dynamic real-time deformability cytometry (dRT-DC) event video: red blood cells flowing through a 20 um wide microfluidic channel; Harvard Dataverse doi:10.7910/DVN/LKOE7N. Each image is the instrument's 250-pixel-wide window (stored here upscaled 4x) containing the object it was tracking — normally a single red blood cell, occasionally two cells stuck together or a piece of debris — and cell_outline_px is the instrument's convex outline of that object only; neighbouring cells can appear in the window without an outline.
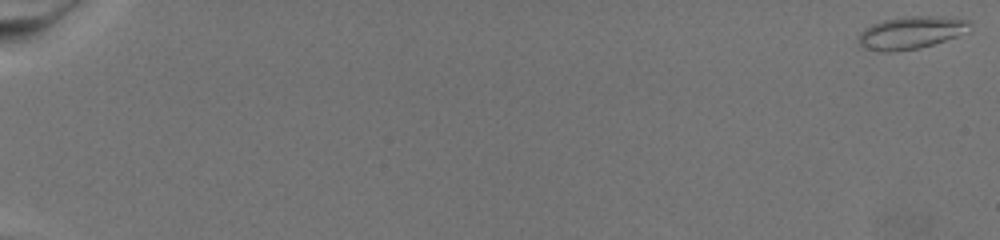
{"species": "common noctule bat (a hibernating species)", "species_latin": "Nyctalus noctula", "temperature_condition": "warm", "stored_images_in_passage": 74, "camera_frame_rate_fps": 3000, "um_per_image_px": 0.085, "animal": {"sex": "female", "body_mass_g": 19.5, "forearm_length_mm": 54.1}, "frame": {"image": 1, "passage_image": 1, "time_ms": 0.0, "image_size_px": [1000, 240], "cell_outline_px": [[972, 24], [968, 32], [920, 48], [892, 52], [876, 52], [864, 48], [856, 40], [856, 36], [864, 28], [872, 24], [884, 20], [912, 16], [952, 16], [968, 20]], "centroid_in_image_um": [77.42, 2.78], "position_along_channel_um": 7.6, "area_um2": 21.44}}
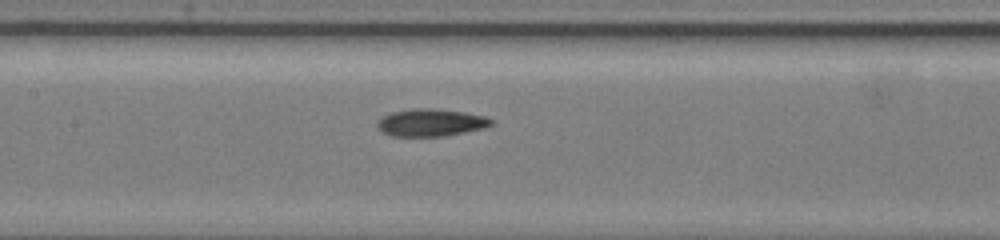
{"frame": {"image": 2, "passage_image": 40, "time_ms": 13.0, "image_size_px": [1000, 240], "cell_outline_px": [[496, 120], [492, 124], [484, 128], [444, 136], [388, 136], [380, 132], [376, 128], [376, 120], [392, 112], [412, 108], [432, 108], [464, 112], [484, 116]], "centroid_in_image_um": [36.57, 10.42], "position_along_channel_um": 170.8, "area_um2": 18.44}}
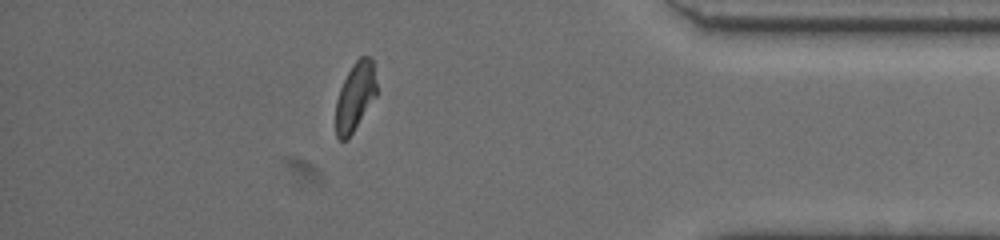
{"frame": {"image": 3, "passage_image": 66, "time_ms": 21.667, "image_size_px": [1000, 240], "cell_outline_px": [[376, 96], [348, 140], [340, 140], [336, 136], [336, 100], [340, 88], [352, 64], [360, 56], [372, 56], [376, 84]], "centroid_in_image_um": [30.19, 8.21], "position_along_channel_um": 405.0, "area_um2": 16.3}}